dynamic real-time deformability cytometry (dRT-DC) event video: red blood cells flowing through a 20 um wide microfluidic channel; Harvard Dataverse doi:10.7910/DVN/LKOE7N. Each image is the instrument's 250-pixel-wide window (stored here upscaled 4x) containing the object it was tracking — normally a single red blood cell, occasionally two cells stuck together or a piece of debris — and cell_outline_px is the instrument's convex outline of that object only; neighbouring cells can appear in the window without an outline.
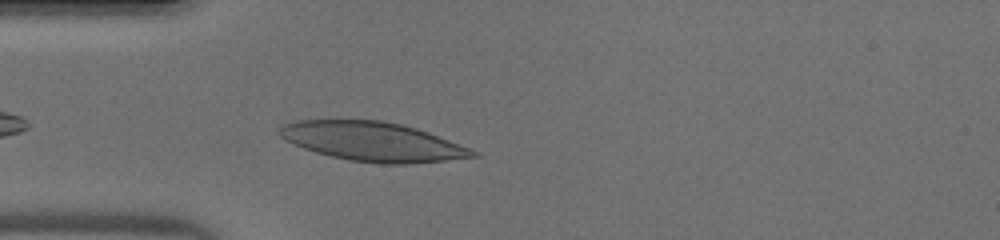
{"species": "human", "species_latin": "Homo sapiens", "temperature_condition": "warm", "stored_images_in_passage": 29, "camera_frame_rate_fps": 3000, "um_per_image_px": 0.085, "donor": {"sex": "male"}, "frame": {"image": 1, "passage_image": 2, "time_ms": 0.333, "image_size_px": [1000, 240], "cell_outline_px": [[480, 156], [408, 164], [380, 164], [348, 160], [316, 152], [304, 148], [284, 140], [276, 132], [284, 124], [296, 120], [380, 120], [400, 124], [416, 128], [428, 132], [472, 148], [480, 152]], "centroid_in_image_um": [31.69, 12.04], "position_along_channel_um": 53.3, "area_um2": 44.16}}
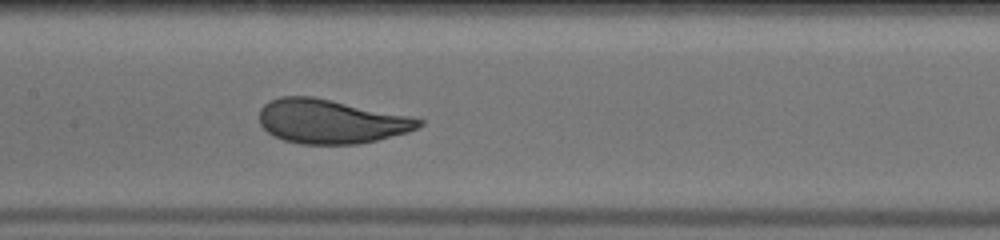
{"frame": {"image": 2, "passage_image": 11, "time_ms": 3.333, "image_size_px": [1000, 240], "cell_outline_px": [[424, 124], [408, 132], [376, 140], [356, 144], [304, 144], [284, 140], [268, 132], [260, 124], [260, 108], [264, 104], [280, 96], [312, 96], [332, 100], [408, 116], [424, 120]], "centroid_in_image_um": [28.1, 10.32], "position_along_channel_um": 179.3, "area_um2": 40.58}}
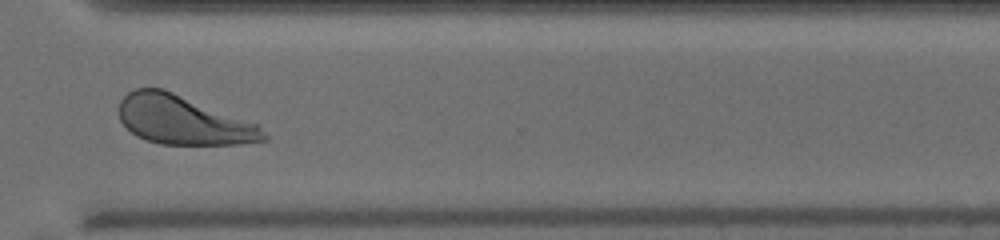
{"frame": {"image": 3, "passage_image": 23, "time_ms": 7.333, "image_size_px": [1000, 240], "cell_outline_px": [[268, 140], [240, 144], [160, 144], [136, 136], [120, 120], [120, 100], [128, 92], [136, 88], [164, 88], [260, 124], [268, 136]], "centroid_in_image_um": [15.62, 10.2], "position_along_channel_um": 355.0, "area_um2": 41.44}}